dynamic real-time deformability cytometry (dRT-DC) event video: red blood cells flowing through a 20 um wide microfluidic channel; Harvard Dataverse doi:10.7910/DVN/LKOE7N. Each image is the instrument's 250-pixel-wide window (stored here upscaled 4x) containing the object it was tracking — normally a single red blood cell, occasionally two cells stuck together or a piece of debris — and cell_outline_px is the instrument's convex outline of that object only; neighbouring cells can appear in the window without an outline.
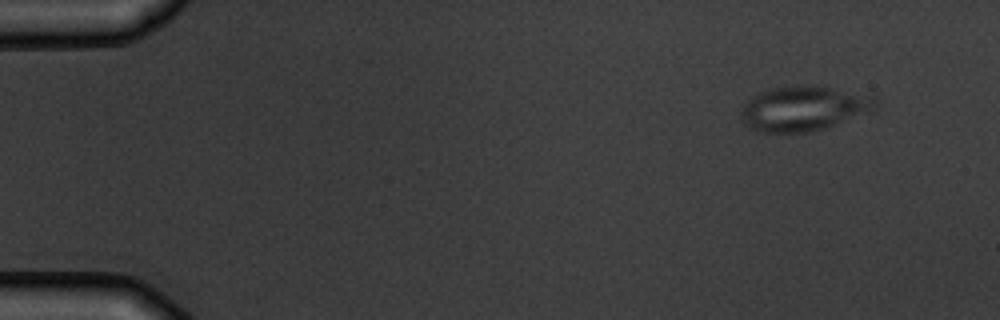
{"species": "common noctule bat (a hibernating species)", "species_latin": "Nyctalus noctula", "temperature_condition": "warm", "stored_images_in_passage": 4, "camera_frame_rate_fps": 3000, "um_per_image_px": 0.085, "animal": {"sex": "male", "body_mass_g": 19.5, "forearm_length_mm": 54.6}, "frame": {"image": 1, "passage_image": 1, "time_ms": 0.0, "image_size_px": [1000, 320], "cell_outline_px": [[876, 108], [868, 112], [824, 128], [812, 132], [764, 132], [752, 128], [744, 120], [740, 112], [744, 104], [752, 96], [760, 92], [772, 88], [812, 84], [872, 92], [876, 96]], "centroid_in_image_um": [68.42, 9.17], "position_along_channel_um": 16.6, "area_um2": 35.49}}